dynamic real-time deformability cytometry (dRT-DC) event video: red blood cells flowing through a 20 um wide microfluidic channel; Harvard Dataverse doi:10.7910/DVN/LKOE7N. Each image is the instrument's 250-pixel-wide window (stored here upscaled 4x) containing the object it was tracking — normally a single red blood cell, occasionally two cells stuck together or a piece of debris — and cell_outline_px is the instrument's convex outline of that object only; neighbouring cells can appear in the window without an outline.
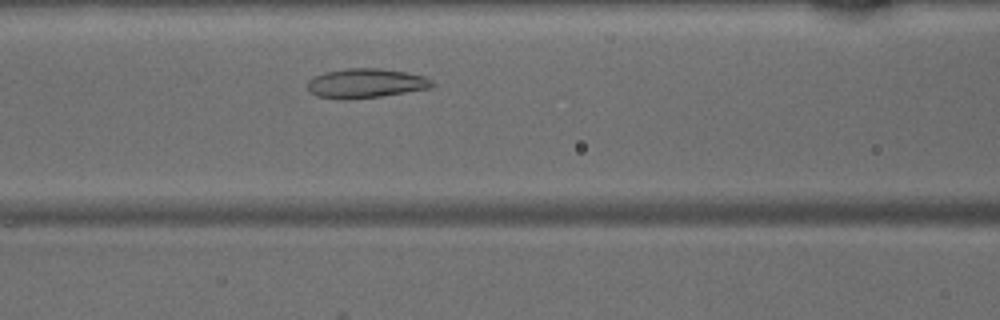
{"species": "common noctule bat (a hibernating species)", "species_latin": "Nyctalus noctula", "temperature_condition": "warm", "stored_images_in_passage": 33, "camera_frame_rate_fps": 3000, "um_per_image_px": 0.085, "animal": {"sex": "male", "body_mass_g": 15.6}, "frame": {"image": 1, "passage_image": 10, "time_ms": 3.0, "image_size_px": [1000, 320], "cell_outline_px": [[436, 84], [432, 88], [380, 96], [316, 96], [308, 88], [308, 80], [324, 72], [344, 68], [380, 68], [404, 72], [424, 76], [432, 80]], "centroid_in_image_um": [31.18, 7.02], "position_along_channel_um": 135.4, "area_um2": 20.46}}
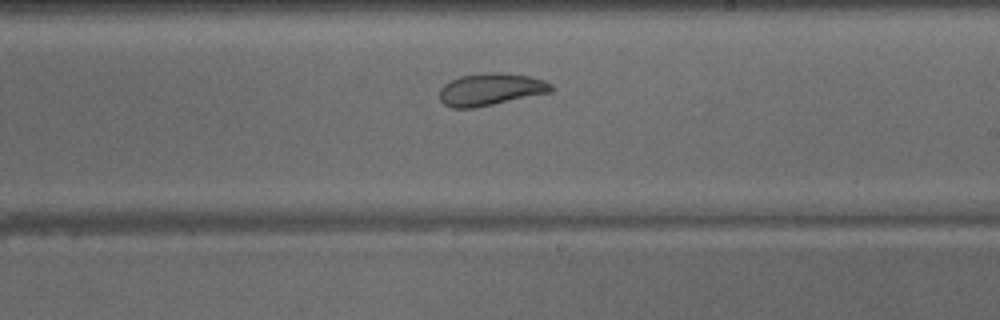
{"frame": {"image": 2, "passage_image": 18, "time_ms": 5.667, "image_size_px": [1000, 320], "cell_outline_px": [[556, 88], [552, 92], [476, 108], [452, 108], [444, 104], [440, 100], [440, 88], [444, 84], [460, 76], [488, 72], [508, 72], [528, 76], [544, 80], [552, 84]], "centroid_in_image_um": [41.74, 7.59], "position_along_channel_um": 247.3, "area_um2": 21.27}}
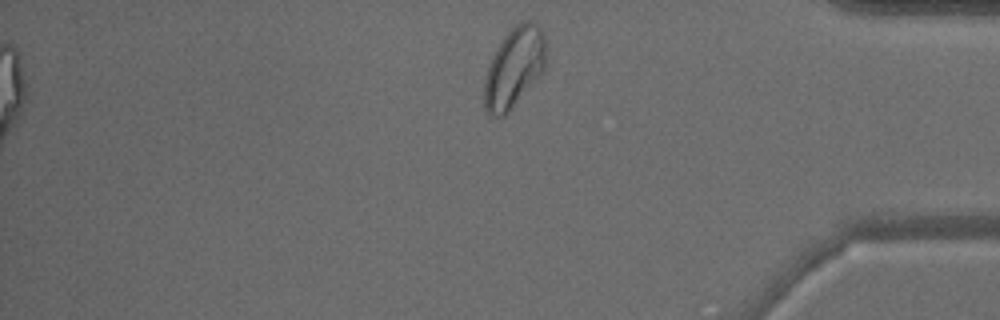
{"frame": {"image": 3, "passage_image": 30, "time_ms": 9.667, "image_size_px": [1000, 320], "cell_outline_px": [[544, 68], [540, 76], [508, 112], [504, 116], [492, 116], [484, 108], [484, 80], [492, 56], [504, 36], [516, 24], [524, 20], [532, 20], [544, 32]], "centroid_in_image_um": [43.69, 5.74], "position_along_channel_um": 391.5, "area_um2": 28.44}}